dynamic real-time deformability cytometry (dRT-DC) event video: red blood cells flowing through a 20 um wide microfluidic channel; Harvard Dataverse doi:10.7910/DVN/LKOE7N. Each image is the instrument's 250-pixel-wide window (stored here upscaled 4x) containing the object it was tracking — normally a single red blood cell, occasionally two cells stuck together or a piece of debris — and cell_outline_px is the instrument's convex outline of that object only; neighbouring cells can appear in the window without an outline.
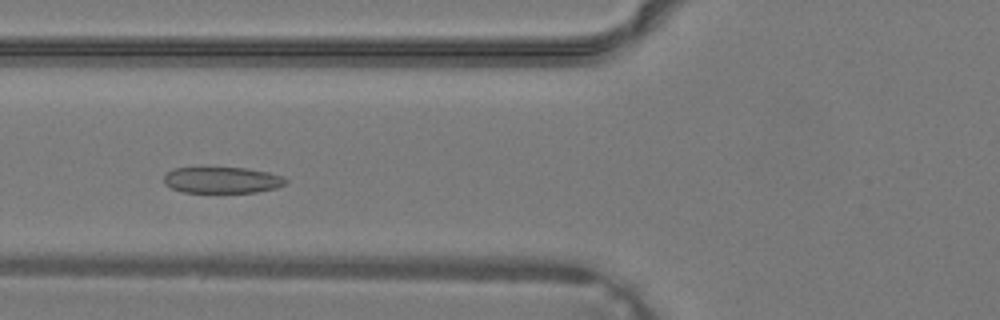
{"species": "common noctule bat (a hibernating species)", "species_latin": "Nyctalus noctula", "temperature_condition": "warm", "stored_images_in_passage": 27, "camera_frame_rate_fps": 3000, "um_per_image_px": 0.085, "animal": {"sex": "male", "body_mass_g": 19.2, "forearm_length_mm": 51.8}, "frame": {"image": 1, "passage_image": 5, "time_ms": 1.333, "image_size_px": [1000, 320], "cell_outline_px": [[288, 180], [284, 184], [276, 188], [256, 192], [184, 192], [172, 188], [164, 184], [164, 176], [172, 168], [244, 168], [268, 172], [280, 176]], "centroid_in_image_um": [18.85, 15.31], "position_along_channel_um": 106.9, "area_um2": 18.38}}
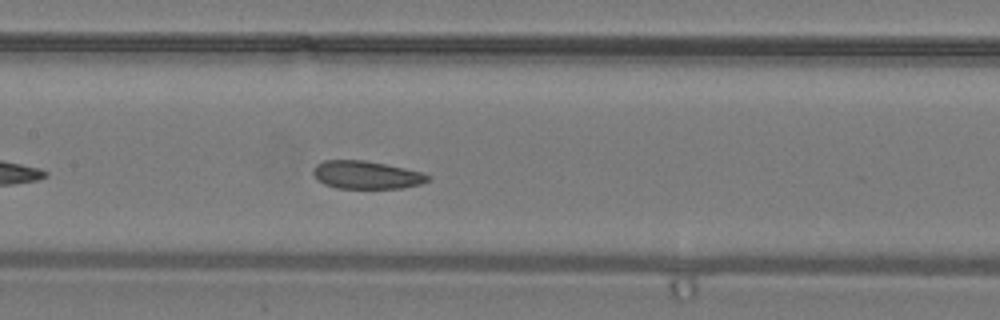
{"frame": {"image": 2, "passage_image": 9, "time_ms": 2.667, "image_size_px": [1000, 320], "cell_outline_px": [[432, 176], [428, 180], [420, 184], [400, 188], [336, 188], [324, 184], [316, 180], [312, 172], [312, 168], [316, 164], [324, 160], [364, 160], [404, 168], [420, 172]], "centroid_in_image_um": [31.08, 14.87], "position_along_channel_um": 176.3, "area_um2": 18.67}}
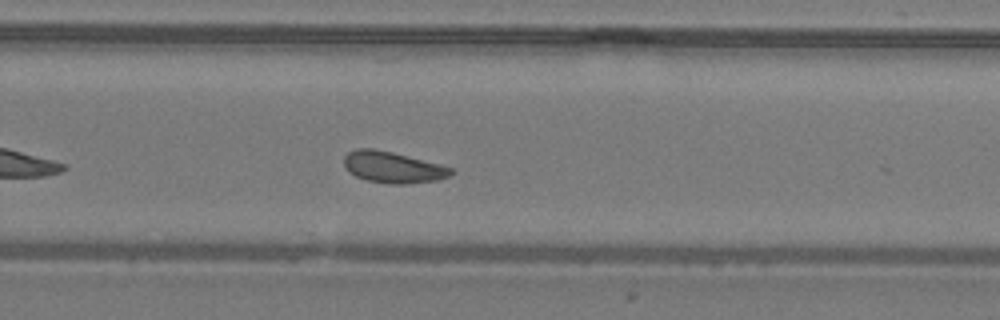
{"frame": {"image": 3, "passage_image": 16, "time_ms": 5.0, "image_size_px": [1000, 320], "cell_outline_px": [[456, 172], [440, 180], [408, 184], [392, 184], [368, 180], [356, 176], [348, 172], [344, 164], [344, 156], [348, 152], [356, 148], [376, 148], [392, 152], [452, 168]], "centroid_in_image_um": [33.38, 14.22], "position_along_channel_um": 296.4, "area_um2": 19.48}}